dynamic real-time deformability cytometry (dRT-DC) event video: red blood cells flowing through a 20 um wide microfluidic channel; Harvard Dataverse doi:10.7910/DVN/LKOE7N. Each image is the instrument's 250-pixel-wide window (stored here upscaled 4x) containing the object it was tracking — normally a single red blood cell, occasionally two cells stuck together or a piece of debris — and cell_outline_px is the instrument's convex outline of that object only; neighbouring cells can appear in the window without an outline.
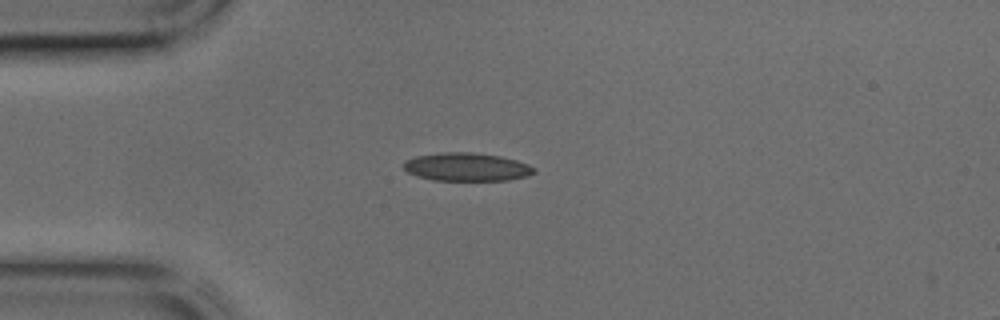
{"species": "common noctule bat (a hibernating species)", "species_latin": "Nyctalus noctula", "temperature_condition": "cold", "stored_images_in_passage": 34, "camera_frame_rate_fps": 3000, "um_per_image_px": 0.085, "animal": {"sex": "male", "body_mass_g": 17.9, "forearm_length_mm": 54.2}, "frame": {"image": 1, "passage_image": 1, "time_ms": 0.0, "image_size_px": [1000, 320], "cell_outline_px": [[536, 172], [524, 176], [508, 180], [432, 180], [416, 176], [408, 172], [404, 168], [404, 160], [416, 156], [444, 152], [472, 152], [500, 156], [516, 160], [528, 164], [536, 168]], "centroid_in_image_um": [39.66, 14.19], "position_along_channel_um": 45.3, "area_um2": 21.39}}
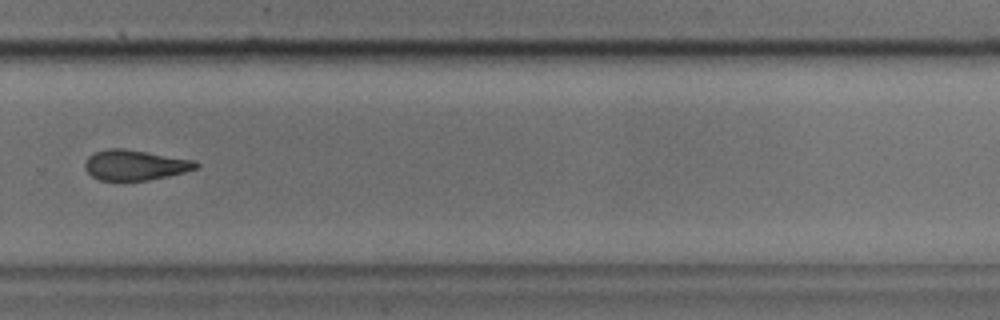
{"frame": {"image": 2, "passage_image": 20, "time_ms": 6.333, "image_size_px": [1000, 320], "cell_outline_px": [[200, 164], [196, 168], [184, 172], [168, 176], [148, 180], [100, 180], [92, 176], [84, 168], [84, 164], [88, 156], [96, 152], [108, 148], [124, 148], [196, 160]], "centroid_in_image_um": [11.48, 14.02], "position_along_channel_um": 318.3, "area_um2": 19.59}}
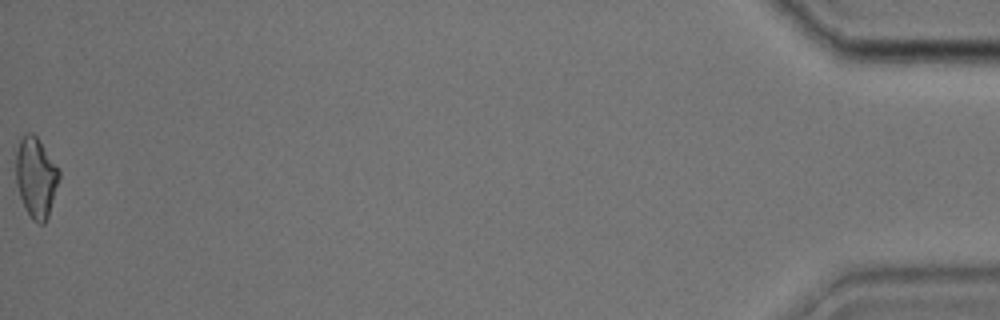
{"frame": {"image": 3, "passage_image": 34, "time_ms": 11.0, "image_size_px": [1000, 320], "cell_outline_px": [[60, 176], [48, 216], [44, 224], [40, 224], [32, 220], [24, 208], [16, 184], [16, 152], [20, 140], [24, 132], [32, 132], [40, 140], [60, 172]], "centroid_in_image_um": [3.04, 15.07], "position_along_channel_um": 432.2, "area_um2": 20.17}}